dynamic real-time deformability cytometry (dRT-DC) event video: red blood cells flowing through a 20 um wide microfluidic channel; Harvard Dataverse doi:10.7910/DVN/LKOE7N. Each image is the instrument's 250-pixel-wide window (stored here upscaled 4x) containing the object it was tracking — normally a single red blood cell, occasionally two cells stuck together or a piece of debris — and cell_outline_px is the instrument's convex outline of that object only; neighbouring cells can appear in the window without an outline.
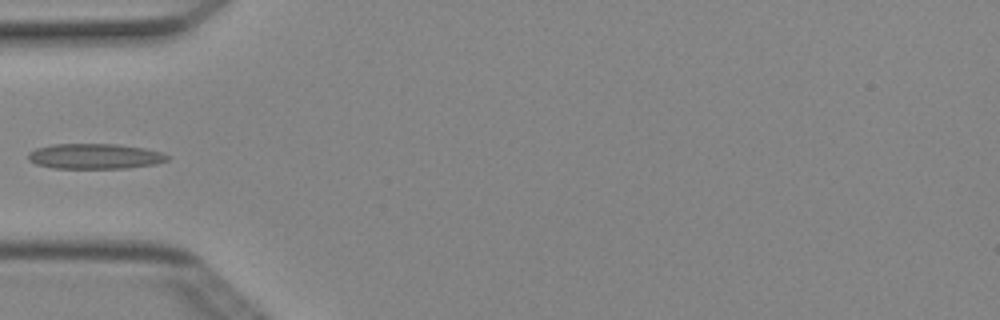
{"species": "Egyptian fruit bat (a non-hibernating species)", "species_latin": "Rousettus aegyptiacus", "temperature_condition": "cold", "stored_images_in_passage": 5, "camera_frame_rate_fps": 3000, "um_per_image_px": 0.085, "animal": {"sex": "female"}, "frame": {"image": 1, "passage_image": 5, "time_ms": 1.333, "image_size_px": [1000, 320], "cell_outline_px": [[168, 160], [156, 164], [128, 168], [52, 168], [36, 164], [28, 160], [28, 152], [36, 148], [52, 144], [120, 144], [144, 148], [160, 152], [168, 156]], "centroid_in_image_um": [8.04, 13.28], "position_along_channel_um": 77.0, "area_um2": 20.58}}